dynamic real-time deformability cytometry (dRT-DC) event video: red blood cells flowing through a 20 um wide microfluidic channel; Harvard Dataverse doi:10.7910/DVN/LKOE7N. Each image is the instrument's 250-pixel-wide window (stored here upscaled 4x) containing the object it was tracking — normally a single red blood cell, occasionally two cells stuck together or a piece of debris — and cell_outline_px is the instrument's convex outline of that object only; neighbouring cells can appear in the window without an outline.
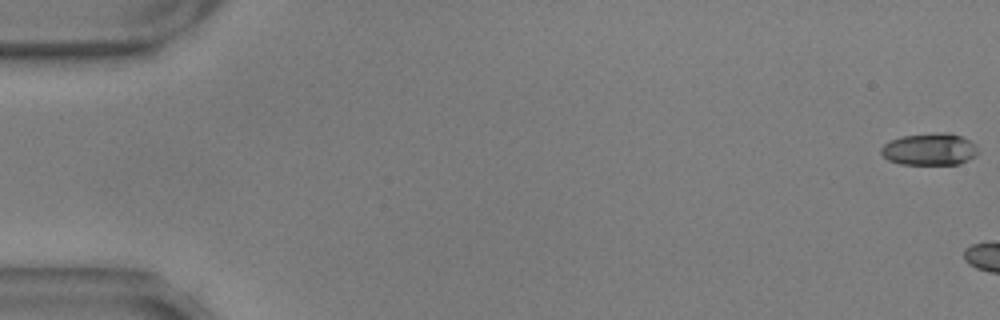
{"species": "common noctule bat (a hibernating species)", "species_latin": "Nyctalus noctula", "temperature_condition": "warm", "stored_images_in_passage": 10, "camera_frame_rate_fps": 3000, "um_per_image_px": 0.085, "animal": {"sex": "male", "body_mass_g": 17.9, "forearm_length_mm": 54.2}, "frame": {"image": 1, "passage_image": 1, "time_ms": 0.0, "image_size_px": [1000, 320], "cell_outline_px": [[980, 152], [976, 156], [960, 164], [900, 164], [888, 160], [880, 152], [880, 148], [884, 144], [892, 140], [904, 136], [940, 132], [952, 132], [976, 144]], "centroid_in_image_um": [79.06, 12.69], "position_along_channel_um": 5.9, "area_um2": 18.21}}